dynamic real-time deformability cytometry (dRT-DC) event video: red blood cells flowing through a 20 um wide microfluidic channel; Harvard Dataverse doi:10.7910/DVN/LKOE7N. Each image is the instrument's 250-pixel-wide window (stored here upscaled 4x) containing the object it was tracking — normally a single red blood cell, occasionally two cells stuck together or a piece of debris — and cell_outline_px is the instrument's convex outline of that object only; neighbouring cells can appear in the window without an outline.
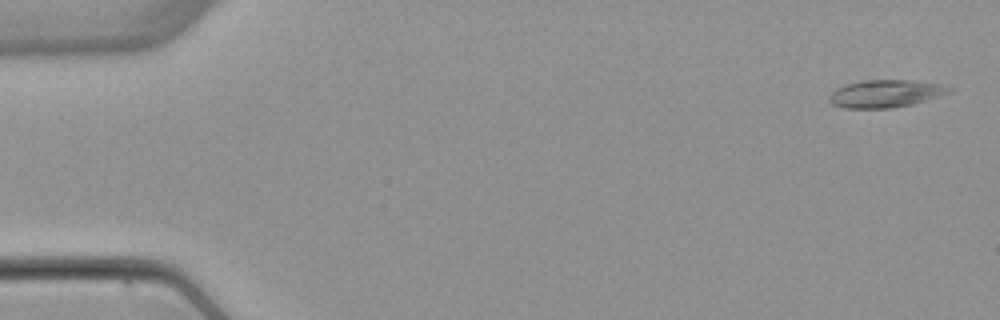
{"species": "common noctule bat (a hibernating species)", "species_latin": "Nyctalus noctula", "temperature_condition": "warm", "stored_images_in_passage": 5, "camera_frame_rate_fps": 3000, "um_per_image_px": 0.085, "animal": {"sex": "female", "body_mass_g": 22.7, "forearm_length_mm": 54.2}, "frame": {"image": 1, "passage_image": 1, "time_ms": 0.0, "image_size_px": [1000, 320], "cell_outline_px": [[956, 88], [952, 92], [940, 96], [912, 104], [892, 108], [844, 108], [832, 104], [828, 100], [828, 96], [836, 88], [860, 80], [912, 80], [940, 84]], "centroid_in_image_um": [75.29, 7.95], "position_along_channel_um": 9.7, "area_um2": 19.42}}
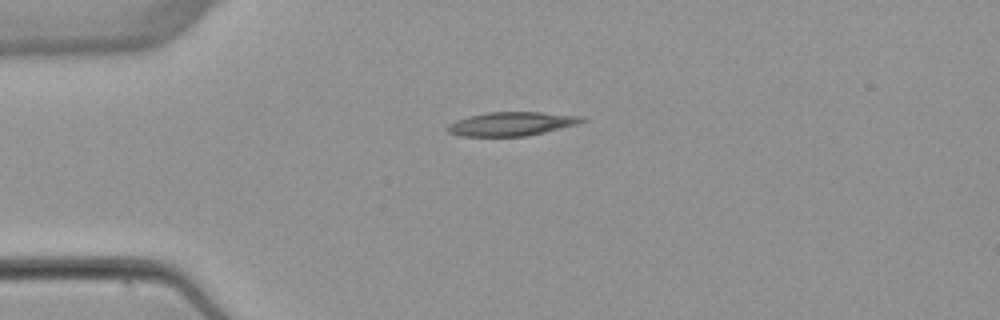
{"frame": {"image": 2, "passage_image": 4, "time_ms": 3.667, "image_size_px": [1000, 320], "cell_outline_px": [[588, 120], [576, 124], [544, 132], [524, 136], [460, 136], [448, 132], [444, 128], [448, 124], [456, 120], [468, 116], [488, 112], [540, 112], [584, 116]], "centroid_in_image_um": [43.45, 10.52], "position_along_channel_um": 41.5, "area_um2": 18.67}}